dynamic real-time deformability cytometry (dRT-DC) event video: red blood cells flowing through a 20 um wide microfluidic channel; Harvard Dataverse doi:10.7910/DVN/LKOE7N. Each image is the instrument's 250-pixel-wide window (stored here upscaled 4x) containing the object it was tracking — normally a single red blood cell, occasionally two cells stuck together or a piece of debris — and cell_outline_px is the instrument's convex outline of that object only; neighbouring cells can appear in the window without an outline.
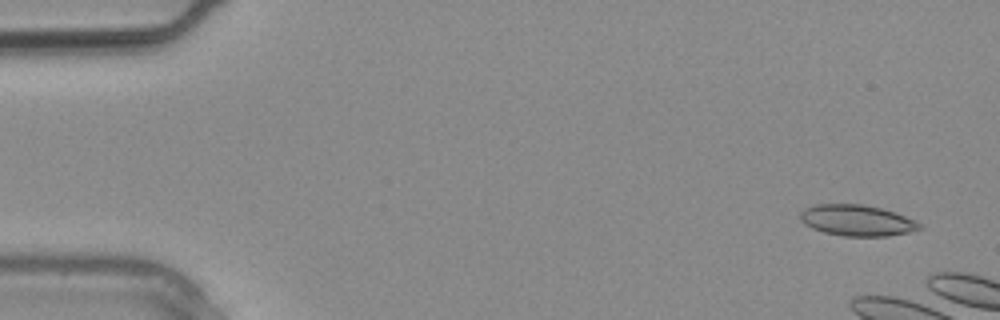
{"species": "common noctule bat (a hibernating species)", "species_latin": "Nyctalus noctula", "temperature_condition": "warm", "stored_images_in_passage": 3, "camera_frame_rate_fps": 3000, "um_per_image_px": 0.085, "animal": {"sex": "male", "body_mass_g": 20.4}, "frame": {"image": 1, "passage_image": 1, "time_ms": 0.0, "image_size_px": [1000, 320], "cell_outline_px": [[924, 228], [908, 232], [888, 236], [844, 236], [824, 232], [812, 228], [804, 224], [800, 220], [800, 212], [804, 208], [816, 204], [860, 204], [880, 208], [896, 212], [916, 220]], "centroid_in_image_um": [72.84, 18.73], "position_along_channel_um": 12.2, "area_um2": 21.68}}